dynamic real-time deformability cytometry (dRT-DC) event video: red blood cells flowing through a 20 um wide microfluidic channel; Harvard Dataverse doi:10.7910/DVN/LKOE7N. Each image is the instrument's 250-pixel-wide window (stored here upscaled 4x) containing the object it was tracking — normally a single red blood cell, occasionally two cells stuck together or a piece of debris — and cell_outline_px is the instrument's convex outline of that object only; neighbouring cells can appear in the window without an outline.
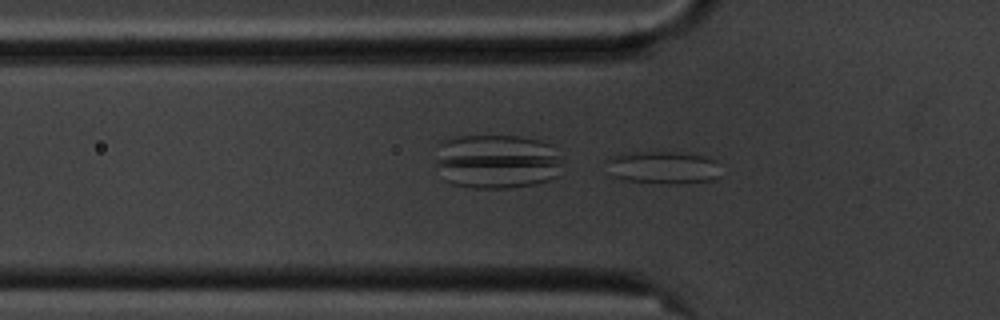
{"species": "common noctule bat (a hibernating species)", "species_latin": "Nyctalus noctula", "temperature_condition": "cold", "stored_images_in_passage": 56, "camera_frame_rate_fps": 3000, "um_per_image_px": 0.085, "animal": {"sex": "male", "body_mass_g": 20.1, "forearm_length_mm": 53.5}, "frame": {"image": 1, "passage_image": 19, "time_ms": 6.0, "image_size_px": [1000, 320], "cell_outline_px": [[720, 176], [716, 180], [624, 180], [604, 176], [604, 160], [608, 156], [620, 152], [680, 152], [704, 156], [716, 160]], "centroid_in_image_um": [56.14, 14.16], "position_along_channel_um": 69.7, "area_um2": 21.44}}
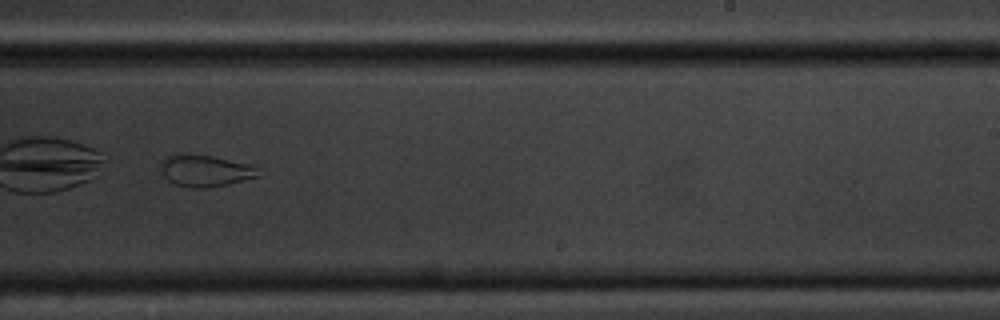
{"frame": {"image": 2, "passage_image": 36, "time_ms": 11.667, "image_size_px": [1000, 320], "cell_outline_px": [[260, 176], [228, 184], [204, 188], [192, 188], [176, 184], [168, 180], [164, 176], [160, 164], [160, 160], [172, 152], [184, 152], [212, 156], [248, 164], [256, 168]], "centroid_in_image_um": [17.36, 14.48], "position_along_channel_um": 271.6, "area_um2": 18.21}}
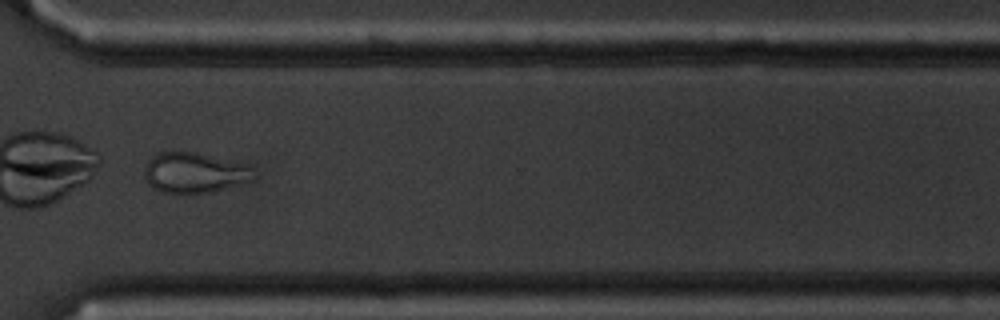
{"frame": {"image": 3, "passage_image": 43, "time_ms": 14.0, "image_size_px": [1000, 320], "cell_outline_px": [[256, 176], [252, 180], [208, 192], [164, 192], [152, 188], [148, 184], [144, 176], [144, 168], [148, 160], [156, 152], [196, 152], [236, 164], [248, 168]], "centroid_in_image_um": [16.38, 14.68], "position_along_channel_um": 354.2, "area_um2": 24.68}}